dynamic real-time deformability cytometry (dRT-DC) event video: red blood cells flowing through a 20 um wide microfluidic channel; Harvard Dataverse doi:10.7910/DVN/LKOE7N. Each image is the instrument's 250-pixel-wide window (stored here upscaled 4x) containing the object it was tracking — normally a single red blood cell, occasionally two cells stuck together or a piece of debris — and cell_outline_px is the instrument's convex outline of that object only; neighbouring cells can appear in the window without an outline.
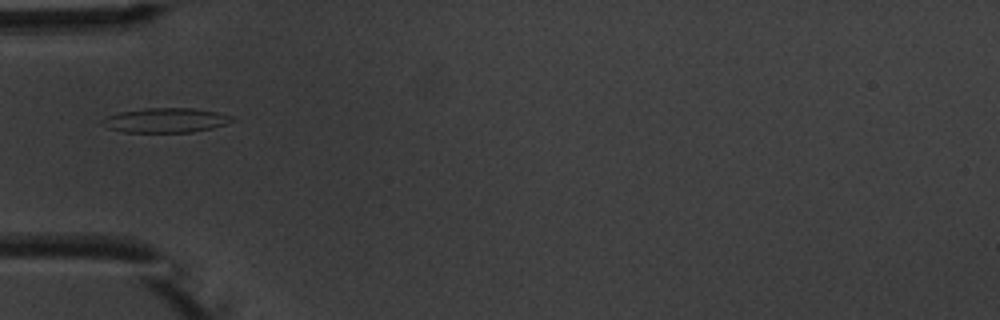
{"species": "common noctule bat (a hibernating species)", "species_latin": "Nyctalus noctula", "temperature_condition": "warm", "stored_images_in_passage": 4, "camera_frame_rate_fps": 3000, "um_per_image_px": 0.085, "animal": {"sex": "male", "body_mass_g": 20.1, "forearm_length_mm": 53.5}, "frame": {"image": 1, "passage_image": 4, "time_ms": 3.333, "image_size_px": [1000, 320], "cell_outline_px": [[236, 120], [212, 128], [192, 132], [124, 132], [108, 128], [100, 120], [108, 116], [120, 112], [144, 108], [196, 108], [216, 112], [232, 116]], "centroid_in_image_um": [14.1, 10.22], "position_along_channel_um": 70.9, "area_um2": 18.5}}